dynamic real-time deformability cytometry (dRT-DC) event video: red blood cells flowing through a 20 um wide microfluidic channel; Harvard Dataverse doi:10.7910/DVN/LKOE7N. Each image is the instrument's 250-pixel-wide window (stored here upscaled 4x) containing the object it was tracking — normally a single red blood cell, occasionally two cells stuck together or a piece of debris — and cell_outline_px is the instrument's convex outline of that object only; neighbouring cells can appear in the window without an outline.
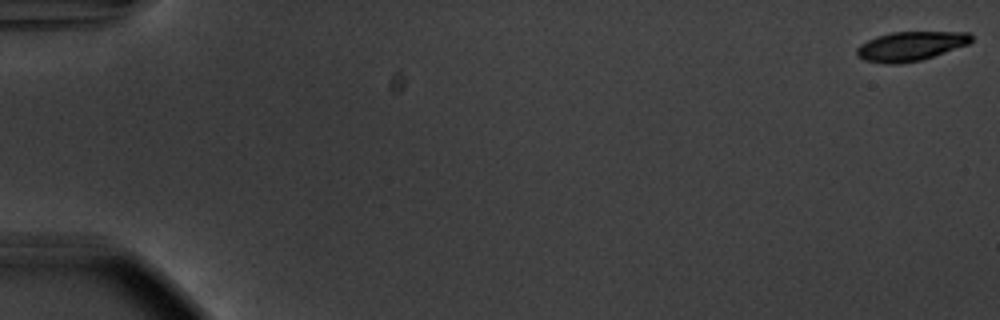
{"species": "common noctule bat (a hibernating species)", "species_latin": "Nyctalus noctula", "temperature_condition": "warm", "stored_images_in_passage": 56, "camera_frame_rate_fps": 3000, "um_per_image_px": 0.085, "animal": {"sex": "male", "body_mass_g": 20.1, "forearm_length_mm": 53.5}, "frame": {"image": 1, "passage_image": 1, "time_ms": 0.0, "image_size_px": [1000, 320], "cell_outline_px": [[972, 40], [968, 44], [920, 60], [900, 64], [888, 64], [864, 60], [856, 56], [856, 48], [860, 44], [876, 36], [892, 32], [968, 32], [972, 36]], "centroid_in_image_um": [77.35, 3.92], "position_along_channel_um": 7.7, "area_um2": 19.42}}
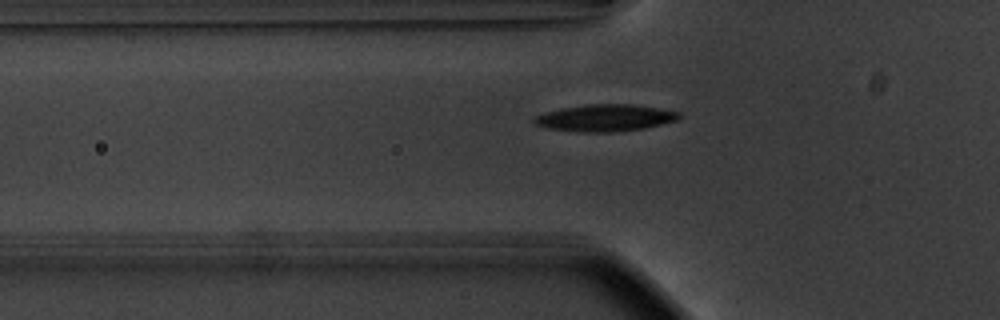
{"frame": {"image": 2, "passage_image": 20, "time_ms": 6.333, "image_size_px": [1000, 320], "cell_outline_px": [[680, 116], [676, 120], [644, 128], [616, 132], [584, 132], [548, 128], [536, 124], [532, 120], [536, 116], [544, 112], [560, 108], [584, 104], [632, 104], [680, 112]], "centroid_in_image_um": [51.4, 10.01], "position_along_channel_um": 74.4, "area_um2": 22.54}}
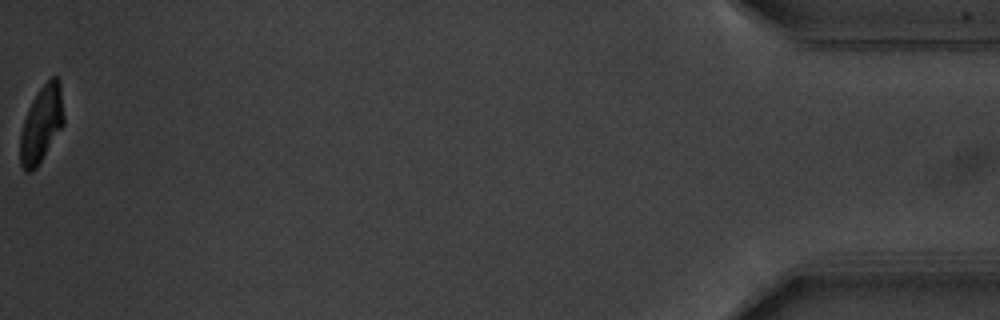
{"frame": {"image": 3, "passage_image": 56, "time_ms": 18.333, "image_size_px": [1000, 320], "cell_outline_px": [[64, 124], [36, 168], [32, 172], [24, 172], [20, 164], [20, 136], [24, 120], [28, 108], [32, 100], [40, 88], [52, 76], [56, 76], [60, 80], [64, 116]], "centroid_in_image_um": [3.52, 10.56], "position_along_channel_um": 431.7, "area_um2": 19.42}, "authors_computed_cell_mechanics": {"area_um2": 21.5016, "velocity_mm_per_s": 3.717, "shape_relaxation_time_tau1_ms": 2.2624, "shape_relaxation_time_tau2_ms": 2.3281, "deformation_change_tau1": 0.159, "deformation_change_tau2": 0.0617}}